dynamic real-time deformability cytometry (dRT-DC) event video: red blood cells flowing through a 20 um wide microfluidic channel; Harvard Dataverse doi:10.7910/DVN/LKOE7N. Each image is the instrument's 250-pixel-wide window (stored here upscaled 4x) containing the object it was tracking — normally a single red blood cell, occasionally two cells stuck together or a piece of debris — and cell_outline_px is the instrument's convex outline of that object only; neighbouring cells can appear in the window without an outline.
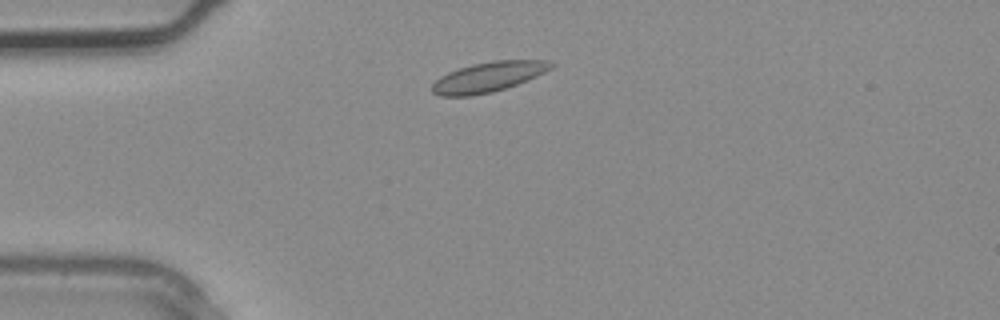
{"species": "common noctule bat (a hibernating species)", "species_latin": "Nyctalus noctula", "temperature_condition": "warm", "stored_images_in_passage": 1, "camera_frame_rate_fps": 3000, "um_per_image_px": 0.085, "animal": {"sex": "male", "body_mass_g": 20.4}, "frame": {"image": 1, "passage_image": 1, "time_ms": 0.0, "image_size_px": [1000, 320], "cell_outline_px": [[556, 64], [552, 68], [528, 80], [492, 92], [472, 96], [440, 96], [432, 92], [432, 84], [440, 76], [448, 72], [472, 64], [492, 60], [552, 60]], "centroid_in_image_um": [41.52, 6.53], "position_along_channel_um": 43.5, "area_um2": 20.87}}